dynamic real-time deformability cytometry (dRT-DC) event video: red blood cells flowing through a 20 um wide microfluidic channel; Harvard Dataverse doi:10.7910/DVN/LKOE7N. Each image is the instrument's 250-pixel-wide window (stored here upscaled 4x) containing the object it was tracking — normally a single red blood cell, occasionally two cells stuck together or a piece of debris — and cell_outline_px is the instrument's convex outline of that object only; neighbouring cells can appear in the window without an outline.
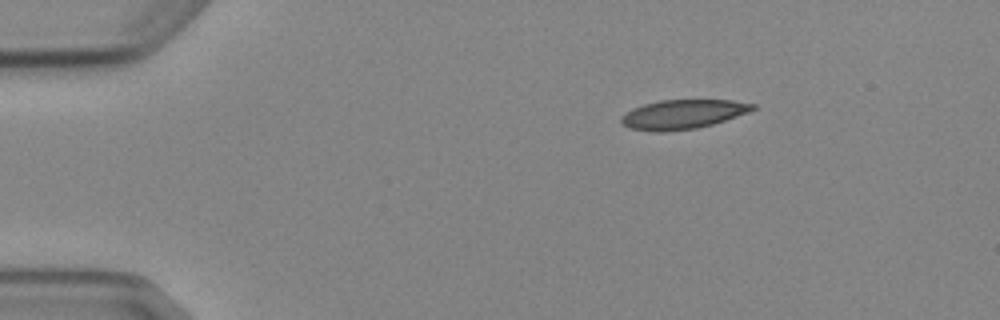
{"species": "Egyptian fruit bat (a non-hibernating species)", "species_latin": "Rousettus aegyptiacus", "temperature_condition": "cold", "stored_images_in_passage": 3, "camera_frame_rate_fps": 3000, "um_per_image_px": 0.085, "animal": {"sex": "female"}, "frame": {"image": 1, "passage_image": 1, "time_ms": 0.0, "image_size_px": [1000, 320], "cell_outline_px": [[756, 108], [748, 112], [712, 124], [696, 128], [660, 132], [652, 132], [628, 128], [620, 124], [620, 116], [632, 108], [644, 104], [660, 100], [732, 100], [756, 104]], "centroid_in_image_um": [57.98, 9.72], "position_along_channel_um": 27.0, "area_um2": 22.48}}